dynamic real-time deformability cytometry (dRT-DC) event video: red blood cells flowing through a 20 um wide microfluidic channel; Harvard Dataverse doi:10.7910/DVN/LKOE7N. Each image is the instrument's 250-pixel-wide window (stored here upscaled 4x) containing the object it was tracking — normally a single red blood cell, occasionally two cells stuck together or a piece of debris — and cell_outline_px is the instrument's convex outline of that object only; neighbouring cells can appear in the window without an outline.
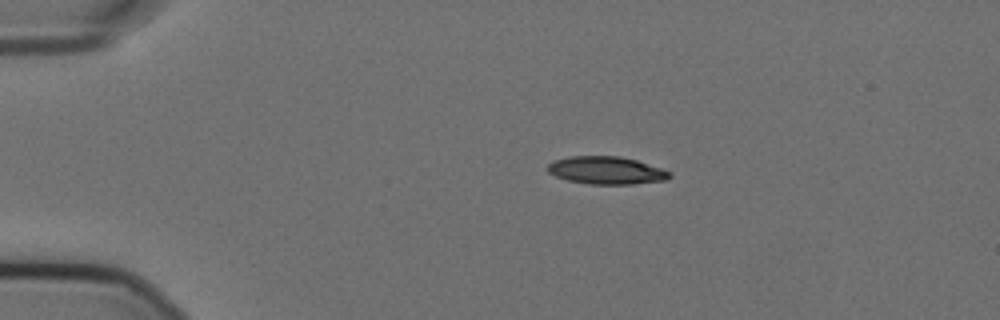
{"species": "Egyptian fruit bat (a non-hibernating species)", "species_latin": "Rousettus aegyptiacus", "temperature_condition": "cold", "stored_images_in_passage": 46, "camera_frame_rate_fps": 3000, "um_per_image_px": 0.085, "animal": {"sex": "female"}, "frame": {"image": 1, "passage_image": 1, "time_ms": 0.0, "image_size_px": [1000, 320], "cell_outline_px": [[672, 176], [668, 180], [632, 184], [588, 184], [568, 180], [556, 176], [548, 172], [548, 164], [552, 160], [568, 156], [620, 156], [636, 160], [672, 172]], "centroid_in_image_um": [51.54, 14.48], "position_along_channel_um": 33.5, "area_um2": 19.77}}
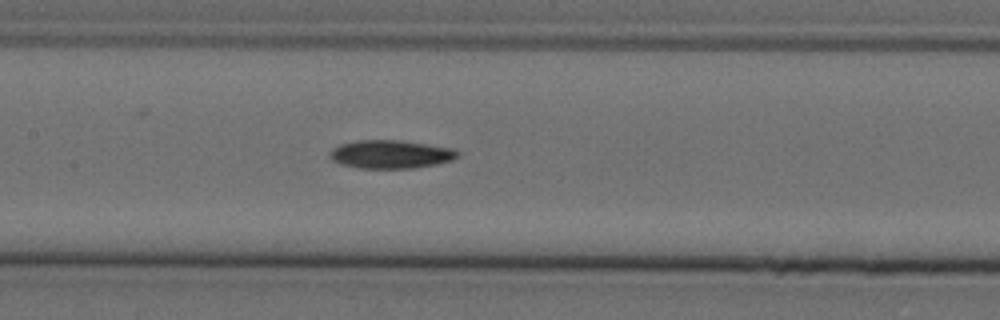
{"frame": {"image": 2, "passage_image": 17, "time_ms": 5.333, "image_size_px": [1000, 320], "cell_outline_px": [[460, 152], [452, 160], [436, 164], [412, 168], [360, 168], [340, 164], [332, 160], [328, 156], [328, 152], [332, 148], [340, 144], [356, 140], [400, 140], [452, 148]], "centroid_in_image_um": [33.15, 13.11], "position_along_channel_um": 174.3, "area_um2": 21.1}}
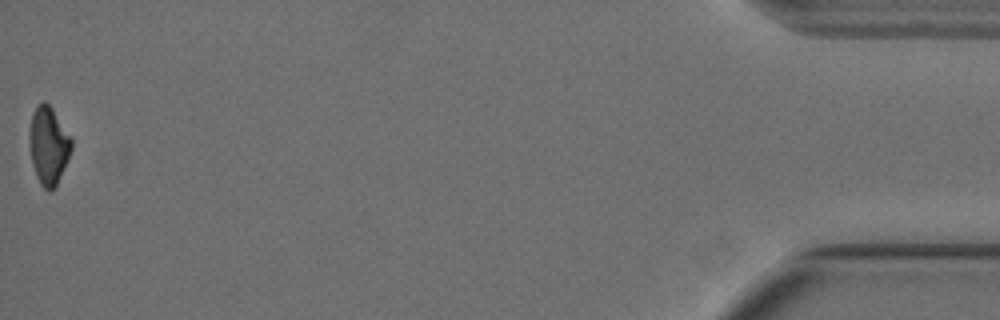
{"frame": {"image": 3, "passage_image": 46, "time_ms": 15.0, "image_size_px": [1000, 320], "cell_outline_px": [[72, 148], [68, 160], [56, 188], [52, 192], [48, 192], [40, 184], [36, 176], [28, 144], [28, 132], [32, 112], [44, 100], [52, 108], [72, 140]], "centroid_in_image_um": [4.11, 12.42], "position_along_channel_um": 431.1, "area_um2": 19.25}, "authors_computed_cell_mechanics": {"area_um2": 20.5479, "velocity_mm_per_s": 3.5953, "shape_relaxation_time_tau1_ms": 6.5566, "shape_relaxation_time_tau2_ms": null, "deformation_change_tau1": 0.1696, "deformation_change_tau2": null}}